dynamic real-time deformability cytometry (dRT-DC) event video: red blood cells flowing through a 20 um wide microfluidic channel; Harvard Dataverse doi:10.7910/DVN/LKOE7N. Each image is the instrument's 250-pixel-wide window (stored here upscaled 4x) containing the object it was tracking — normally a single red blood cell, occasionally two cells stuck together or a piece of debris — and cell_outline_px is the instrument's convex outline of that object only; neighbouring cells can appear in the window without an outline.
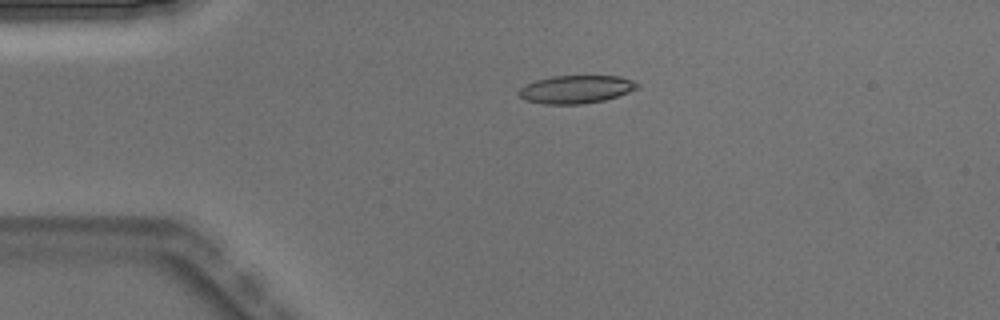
{"species": "Egyptian fruit bat (a non-hibernating species)", "species_latin": "Rousettus aegyptiacus", "temperature_condition": "warm", "stored_images_in_passage": 1, "camera_frame_rate_fps": 3000, "um_per_image_px": 0.085, "animal": {"sex": "male"}, "frame": {"image": 1, "passage_image": 1, "time_ms": 0.0, "image_size_px": [1000, 320], "cell_outline_px": [[640, 84], [636, 88], [628, 92], [604, 100], [584, 104], [544, 104], [528, 100], [520, 96], [516, 92], [520, 88], [536, 80], [552, 76], [620, 76], [632, 80]], "centroid_in_image_um": [48.96, 7.59], "position_along_channel_um": 36.0, "area_um2": 19.13}}